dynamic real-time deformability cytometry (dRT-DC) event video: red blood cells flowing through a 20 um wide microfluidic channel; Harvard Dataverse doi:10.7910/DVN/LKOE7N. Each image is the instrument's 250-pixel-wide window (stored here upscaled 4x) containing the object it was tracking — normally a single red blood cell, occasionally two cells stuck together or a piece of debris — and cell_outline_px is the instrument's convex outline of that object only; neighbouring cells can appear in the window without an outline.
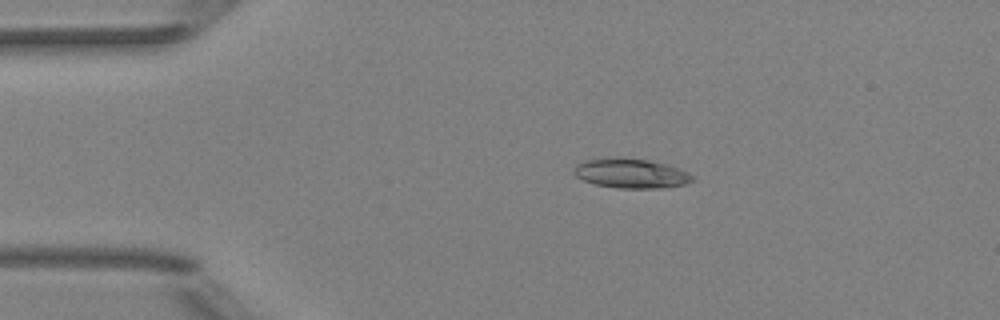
{"species": "Egyptian fruit bat (a non-hibernating species)", "species_latin": "Rousettus aegyptiacus", "temperature_condition": "room temperature", "stored_images_in_passage": 6, "camera_frame_rate_fps": 3000, "um_per_image_px": 0.085, "animal": {"sex": "female"}, "frame": {"image": 1, "passage_image": 4, "time_ms": 3.333, "image_size_px": [1000, 320], "cell_outline_px": [[696, 180], [684, 184], [668, 188], [620, 188], [596, 184], [584, 180], [576, 176], [572, 172], [576, 164], [584, 160], [604, 156], [620, 156], [648, 160], [668, 164], [680, 168], [696, 176]], "centroid_in_image_um": [53.66, 14.71], "position_along_channel_um": 31.3, "area_um2": 21.1}}
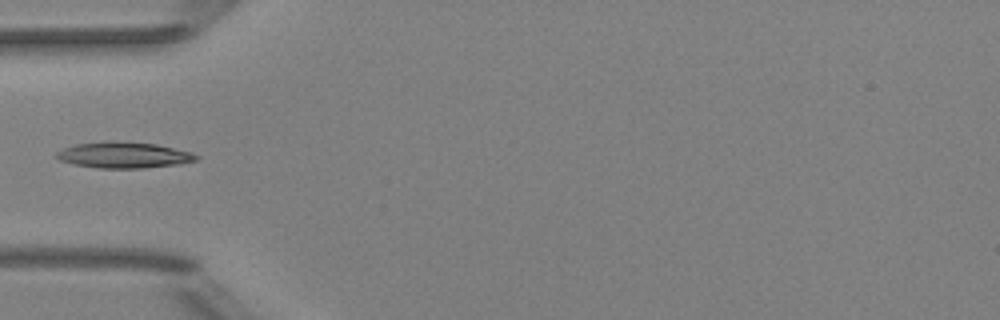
{"frame": {"image": 2, "passage_image": 6, "time_ms": 5.667, "image_size_px": [1000, 320], "cell_outline_px": [[200, 156], [196, 160], [180, 164], [144, 168], [100, 168], [72, 164], [60, 160], [56, 156], [56, 152], [64, 148], [76, 144], [156, 144], [192, 152]], "centroid_in_image_um": [10.58, 13.23], "position_along_channel_um": 74.4, "area_um2": 20.11}}